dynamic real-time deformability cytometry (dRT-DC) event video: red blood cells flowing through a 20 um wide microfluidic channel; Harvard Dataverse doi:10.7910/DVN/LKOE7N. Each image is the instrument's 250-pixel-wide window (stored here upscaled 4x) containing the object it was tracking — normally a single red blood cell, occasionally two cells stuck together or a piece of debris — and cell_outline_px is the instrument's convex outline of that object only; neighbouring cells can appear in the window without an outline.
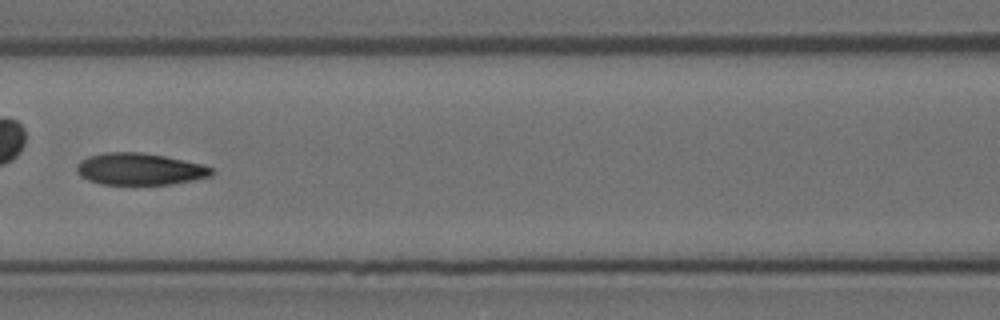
{"species": "Egyptian fruit bat (a non-hibernating species)", "species_latin": "Rousettus aegyptiacus", "temperature_condition": "room temperature", "stored_images_in_passage": 9, "camera_frame_rate_fps": 3000, "um_per_image_px": 0.085, "animal": {"sex": "female"}, "frame": {"image": 1, "passage_image": 7, "time_ms": 2.0, "image_size_px": [1000, 320], "cell_outline_px": [[212, 176], [172, 184], [100, 184], [88, 180], [80, 176], [76, 172], [76, 164], [80, 160], [88, 156], [104, 152], [140, 152], [164, 156], [204, 164], [212, 168]], "centroid_in_image_um": [11.84, 14.36], "position_along_channel_um": 154.8, "area_um2": 25.14}}
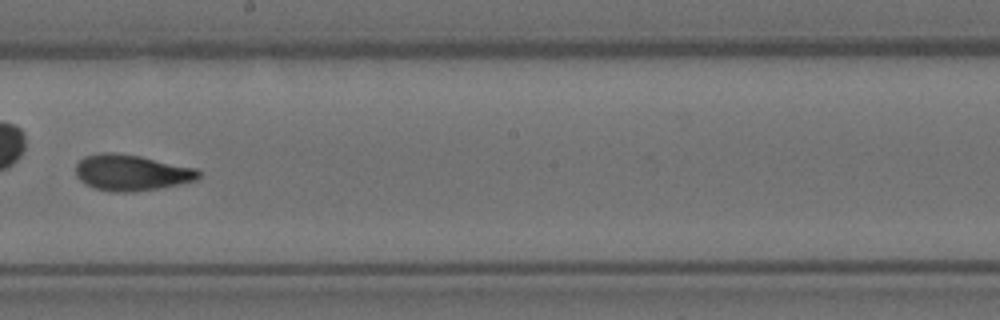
{"frame": {"image": 2, "passage_image": 9, "time_ms": 2.667, "image_size_px": [1000, 320], "cell_outline_px": [[200, 176], [196, 180], [180, 184], [160, 188], [136, 192], [112, 192], [92, 188], [84, 184], [76, 176], [76, 164], [84, 156], [100, 152], [112, 152], [140, 156], [196, 168], [200, 172]], "centroid_in_image_um": [11.14, 14.68], "position_along_channel_um": 237.1, "area_um2": 26.07}}